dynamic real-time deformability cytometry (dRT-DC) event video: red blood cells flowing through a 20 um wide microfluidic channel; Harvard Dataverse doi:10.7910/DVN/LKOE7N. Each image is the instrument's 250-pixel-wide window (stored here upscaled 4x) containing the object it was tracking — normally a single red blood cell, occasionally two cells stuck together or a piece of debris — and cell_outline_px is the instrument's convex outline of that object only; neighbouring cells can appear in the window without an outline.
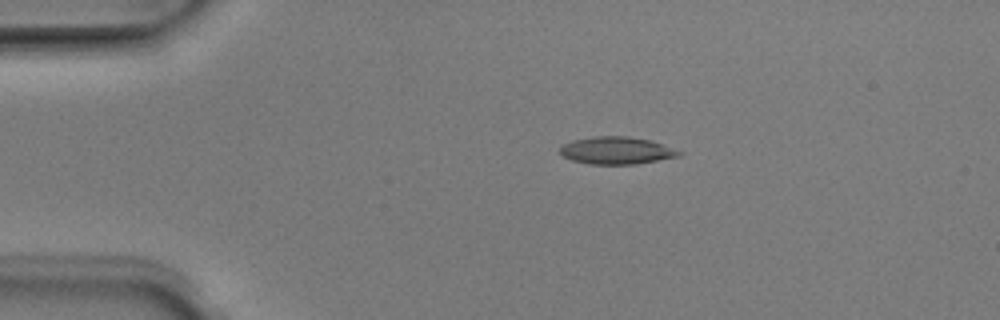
{"species": "Egyptian fruit bat (a non-hibernating species)", "species_latin": "Rousettus aegyptiacus", "temperature_condition": "room temperature", "stored_images_in_passage": 5, "camera_frame_rate_fps": 3000, "um_per_image_px": 0.085, "animal": {"sex": "male"}, "frame": {"image": 1, "passage_image": 2, "time_ms": 0.333, "image_size_px": [1000, 320], "cell_outline_px": [[684, 152], [680, 156], [636, 164], [588, 164], [572, 160], [564, 156], [560, 152], [560, 148], [564, 144], [572, 140], [596, 136], [628, 136], [652, 140]], "centroid_in_image_um": [52.44, 12.79], "position_along_channel_um": 32.6, "area_um2": 19.02}}
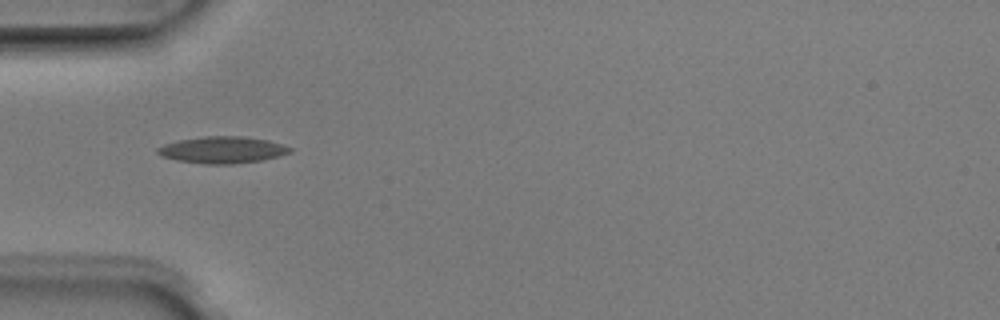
{"frame": {"image": 2, "passage_image": 4, "time_ms": 1.0, "image_size_px": [1000, 320], "cell_outline_px": [[292, 152], [280, 156], [264, 160], [232, 164], [204, 164], [176, 160], [160, 156], [156, 152], [156, 148], [164, 144], [180, 140], [204, 136], [244, 136], [268, 140], [292, 148]], "centroid_in_image_um": [18.9, 12.74], "position_along_channel_um": 66.1, "area_um2": 20.75}}
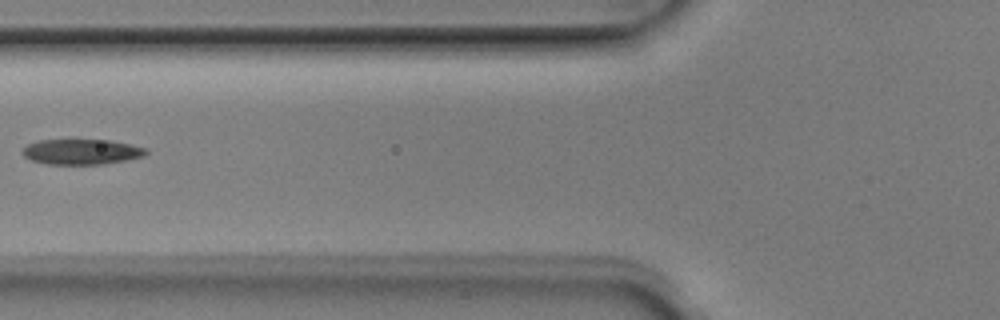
{"frame": {"image": 3, "passage_image": 5, "time_ms": 1.333, "image_size_px": [1000, 320], "cell_outline_px": [[148, 152], [144, 156], [124, 160], [100, 164], [48, 164], [32, 160], [24, 156], [20, 152], [28, 144], [40, 140], [72, 136], [112, 140], [132, 144], [148, 148]], "centroid_in_image_um": [6.92, 12.83], "position_along_channel_um": 118.9, "area_um2": 19.25}}